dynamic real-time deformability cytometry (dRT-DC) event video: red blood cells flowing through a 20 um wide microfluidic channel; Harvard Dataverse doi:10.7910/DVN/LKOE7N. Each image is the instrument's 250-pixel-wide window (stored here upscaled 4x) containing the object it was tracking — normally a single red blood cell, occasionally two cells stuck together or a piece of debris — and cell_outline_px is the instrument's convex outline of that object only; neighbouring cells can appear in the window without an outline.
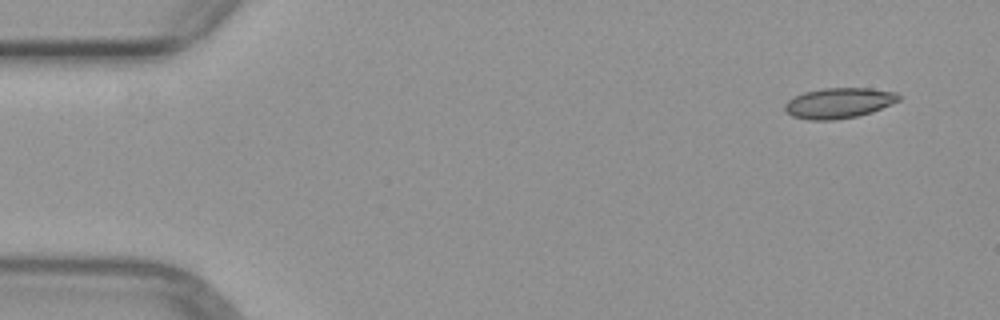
{"species": "common noctule bat (a hibernating species)", "species_latin": "Nyctalus noctula", "temperature_condition": "warm", "stored_images_in_passage": 4, "camera_frame_rate_fps": 3000, "um_per_image_px": 0.085, "animal": {"sex": "female", "body_mass_g": 29.2, "forearm_length_mm": 56.3}, "frame": {"image": 1, "passage_image": 1, "time_ms": 0.0, "image_size_px": [1000, 320], "cell_outline_px": [[900, 100], [872, 112], [856, 116], [832, 120], [808, 120], [792, 116], [784, 112], [784, 104], [788, 100], [804, 92], [824, 88], [868, 88], [896, 92], [900, 96]], "centroid_in_image_um": [71.27, 8.76], "position_along_channel_um": 13.7, "area_um2": 20.17}}
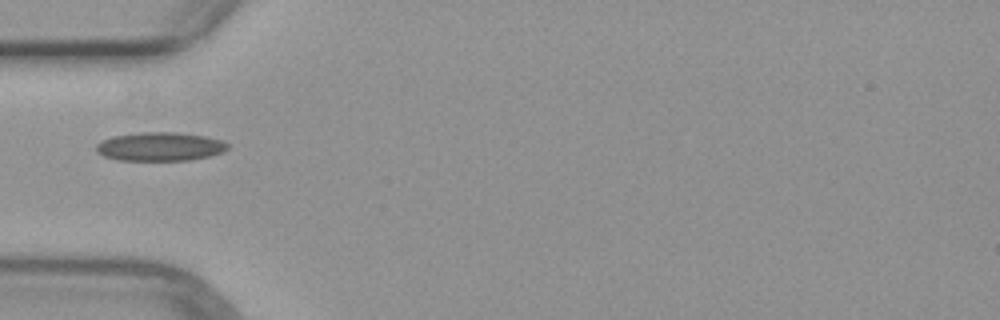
{"frame": {"image": 2, "passage_image": 4, "time_ms": 4.333, "image_size_px": [1000, 320], "cell_outline_px": [[228, 148], [224, 152], [208, 156], [188, 160], [120, 160], [104, 156], [96, 152], [96, 144], [112, 136], [140, 132], [176, 132], [204, 136], [220, 140], [228, 144]], "centroid_in_image_um": [13.59, 12.45], "position_along_channel_um": 71.4, "area_um2": 21.85}}